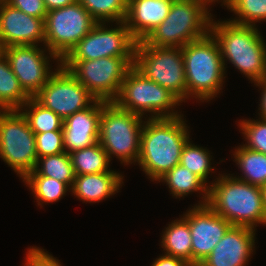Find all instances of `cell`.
I'll return each instance as SVG.
<instances>
[{
	"mask_svg": "<svg viewBox=\"0 0 266 266\" xmlns=\"http://www.w3.org/2000/svg\"><path fill=\"white\" fill-rule=\"evenodd\" d=\"M182 117H148L144 122L137 163L153 181L179 164L182 149L190 139Z\"/></svg>",
	"mask_w": 266,
	"mask_h": 266,
	"instance_id": "cell-1",
	"label": "cell"
},
{
	"mask_svg": "<svg viewBox=\"0 0 266 266\" xmlns=\"http://www.w3.org/2000/svg\"><path fill=\"white\" fill-rule=\"evenodd\" d=\"M210 33L218 42L225 70L229 61L253 83L266 78V44L255 26L212 18Z\"/></svg>",
	"mask_w": 266,
	"mask_h": 266,
	"instance_id": "cell-2",
	"label": "cell"
},
{
	"mask_svg": "<svg viewBox=\"0 0 266 266\" xmlns=\"http://www.w3.org/2000/svg\"><path fill=\"white\" fill-rule=\"evenodd\" d=\"M209 185L208 205L232 226L266 225L262 187L221 175Z\"/></svg>",
	"mask_w": 266,
	"mask_h": 266,
	"instance_id": "cell-3",
	"label": "cell"
},
{
	"mask_svg": "<svg viewBox=\"0 0 266 266\" xmlns=\"http://www.w3.org/2000/svg\"><path fill=\"white\" fill-rule=\"evenodd\" d=\"M211 3L215 1L173 0L167 17L143 41L156 47L182 48L205 37L212 22Z\"/></svg>",
	"mask_w": 266,
	"mask_h": 266,
	"instance_id": "cell-4",
	"label": "cell"
},
{
	"mask_svg": "<svg viewBox=\"0 0 266 266\" xmlns=\"http://www.w3.org/2000/svg\"><path fill=\"white\" fill-rule=\"evenodd\" d=\"M187 99L210 101L220 93L226 78L218 42L211 33L182 47Z\"/></svg>",
	"mask_w": 266,
	"mask_h": 266,
	"instance_id": "cell-5",
	"label": "cell"
},
{
	"mask_svg": "<svg viewBox=\"0 0 266 266\" xmlns=\"http://www.w3.org/2000/svg\"><path fill=\"white\" fill-rule=\"evenodd\" d=\"M142 118L119 108L114 102L102 103L98 142L109 158L115 155L125 165L138 161L145 122Z\"/></svg>",
	"mask_w": 266,
	"mask_h": 266,
	"instance_id": "cell-6",
	"label": "cell"
},
{
	"mask_svg": "<svg viewBox=\"0 0 266 266\" xmlns=\"http://www.w3.org/2000/svg\"><path fill=\"white\" fill-rule=\"evenodd\" d=\"M113 102L119 108L142 117L145 112L152 114L151 118L181 116L174 108L182 101L169 89L146 78L134 66L127 71Z\"/></svg>",
	"mask_w": 266,
	"mask_h": 266,
	"instance_id": "cell-7",
	"label": "cell"
},
{
	"mask_svg": "<svg viewBox=\"0 0 266 266\" xmlns=\"http://www.w3.org/2000/svg\"><path fill=\"white\" fill-rule=\"evenodd\" d=\"M75 78L97 99L113 102L119 94L134 57H104L93 60H61Z\"/></svg>",
	"mask_w": 266,
	"mask_h": 266,
	"instance_id": "cell-8",
	"label": "cell"
},
{
	"mask_svg": "<svg viewBox=\"0 0 266 266\" xmlns=\"http://www.w3.org/2000/svg\"><path fill=\"white\" fill-rule=\"evenodd\" d=\"M133 66L149 80L169 89L182 102L187 99L182 48L156 47L142 40L136 44Z\"/></svg>",
	"mask_w": 266,
	"mask_h": 266,
	"instance_id": "cell-9",
	"label": "cell"
},
{
	"mask_svg": "<svg viewBox=\"0 0 266 266\" xmlns=\"http://www.w3.org/2000/svg\"><path fill=\"white\" fill-rule=\"evenodd\" d=\"M0 158L22 179L36 168L35 134L20 110H0Z\"/></svg>",
	"mask_w": 266,
	"mask_h": 266,
	"instance_id": "cell-10",
	"label": "cell"
},
{
	"mask_svg": "<svg viewBox=\"0 0 266 266\" xmlns=\"http://www.w3.org/2000/svg\"><path fill=\"white\" fill-rule=\"evenodd\" d=\"M97 21L77 1L47 12L44 21L45 47L62 60Z\"/></svg>",
	"mask_w": 266,
	"mask_h": 266,
	"instance_id": "cell-11",
	"label": "cell"
},
{
	"mask_svg": "<svg viewBox=\"0 0 266 266\" xmlns=\"http://www.w3.org/2000/svg\"><path fill=\"white\" fill-rule=\"evenodd\" d=\"M108 28L97 23L62 60H93L104 57H135L137 41L131 35L125 21Z\"/></svg>",
	"mask_w": 266,
	"mask_h": 266,
	"instance_id": "cell-12",
	"label": "cell"
},
{
	"mask_svg": "<svg viewBox=\"0 0 266 266\" xmlns=\"http://www.w3.org/2000/svg\"><path fill=\"white\" fill-rule=\"evenodd\" d=\"M43 107L65 120L89 107L96 98L62 65H58L48 82L33 96Z\"/></svg>",
	"mask_w": 266,
	"mask_h": 266,
	"instance_id": "cell-13",
	"label": "cell"
},
{
	"mask_svg": "<svg viewBox=\"0 0 266 266\" xmlns=\"http://www.w3.org/2000/svg\"><path fill=\"white\" fill-rule=\"evenodd\" d=\"M45 49V50H44ZM39 48L38 45H14L5 47V56L9 61L12 72L17 77L20 86L33 97L49 80L54 73L50 67V58L61 60L51 53L46 47ZM48 51L49 55L45 53Z\"/></svg>",
	"mask_w": 266,
	"mask_h": 266,
	"instance_id": "cell-14",
	"label": "cell"
},
{
	"mask_svg": "<svg viewBox=\"0 0 266 266\" xmlns=\"http://www.w3.org/2000/svg\"><path fill=\"white\" fill-rule=\"evenodd\" d=\"M184 217L188 220L192 240V266H198L232 226L208 204L194 205Z\"/></svg>",
	"mask_w": 266,
	"mask_h": 266,
	"instance_id": "cell-15",
	"label": "cell"
},
{
	"mask_svg": "<svg viewBox=\"0 0 266 266\" xmlns=\"http://www.w3.org/2000/svg\"><path fill=\"white\" fill-rule=\"evenodd\" d=\"M0 38L5 47L45 45L44 20L25 14L0 0Z\"/></svg>",
	"mask_w": 266,
	"mask_h": 266,
	"instance_id": "cell-16",
	"label": "cell"
},
{
	"mask_svg": "<svg viewBox=\"0 0 266 266\" xmlns=\"http://www.w3.org/2000/svg\"><path fill=\"white\" fill-rule=\"evenodd\" d=\"M255 230L231 226L198 266H246L255 250Z\"/></svg>",
	"mask_w": 266,
	"mask_h": 266,
	"instance_id": "cell-17",
	"label": "cell"
},
{
	"mask_svg": "<svg viewBox=\"0 0 266 266\" xmlns=\"http://www.w3.org/2000/svg\"><path fill=\"white\" fill-rule=\"evenodd\" d=\"M103 100H95L89 107L63 120L65 152L71 153L98 142Z\"/></svg>",
	"mask_w": 266,
	"mask_h": 266,
	"instance_id": "cell-18",
	"label": "cell"
},
{
	"mask_svg": "<svg viewBox=\"0 0 266 266\" xmlns=\"http://www.w3.org/2000/svg\"><path fill=\"white\" fill-rule=\"evenodd\" d=\"M173 0H128L125 23L137 42L144 40L169 14Z\"/></svg>",
	"mask_w": 266,
	"mask_h": 266,
	"instance_id": "cell-19",
	"label": "cell"
},
{
	"mask_svg": "<svg viewBox=\"0 0 266 266\" xmlns=\"http://www.w3.org/2000/svg\"><path fill=\"white\" fill-rule=\"evenodd\" d=\"M123 176L116 171L76 175L72 188L74 196L89 203L106 200L123 184Z\"/></svg>",
	"mask_w": 266,
	"mask_h": 266,
	"instance_id": "cell-20",
	"label": "cell"
},
{
	"mask_svg": "<svg viewBox=\"0 0 266 266\" xmlns=\"http://www.w3.org/2000/svg\"><path fill=\"white\" fill-rule=\"evenodd\" d=\"M161 181L168 185L170 194L176 198L199 191L202 193L200 195H202L203 201L200 200L201 202L198 205H206L208 203L209 185L180 164L176 165L158 180V182Z\"/></svg>",
	"mask_w": 266,
	"mask_h": 266,
	"instance_id": "cell-21",
	"label": "cell"
},
{
	"mask_svg": "<svg viewBox=\"0 0 266 266\" xmlns=\"http://www.w3.org/2000/svg\"><path fill=\"white\" fill-rule=\"evenodd\" d=\"M164 254L185 260L192 266V240L188 220L183 216L172 221L162 234Z\"/></svg>",
	"mask_w": 266,
	"mask_h": 266,
	"instance_id": "cell-22",
	"label": "cell"
},
{
	"mask_svg": "<svg viewBox=\"0 0 266 266\" xmlns=\"http://www.w3.org/2000/svg\"><path fill=\"white\" fill-rule=\"evenodd\" d=\"M30 98L20 86L6 56L0 57V110H19Z\"/></svg>",
	"mask_w": 266,
	"mask_h": 266,
	"instance_id": "cell-23",
	"label": "cell"
},
{
	"mask_svg": "<svg viewBox=\"0 0 266 266\" xmlns=\"http://www.w3.org/2000/svg\"><path fill=\"white\" fill-rule=\"evenodd\" d=\"M233 155L238 168L244 175L233 177L259 187L266 185V154L240 145Z\"/></svg>",
	"mask_w": 266,
	"mask_h": 266,
	"instance_id": "cell-24",
	"label": "cell"
},
{
	"mask_svg": "<svg viewBox=\"0 0 266 266\" xmlns=\"http://www.w3.org/2000/svg\"><path fill=\"white\" fill-rule=\"evenodd\" d=\"M75 175L104 173L110 170L111 159L99 142L70 153Z\"/></svg>",
	"mask_w": 266,
	"mask_h": 266,
	"instance_id": "cell-25",
	"label": "cell"
},
{
	"mask_svg": "<svg viewBox=\"0 0 266 266\" xmlns=\"http://www.w3.org/2000/svg\"><path fill=\"white\" fill-rule=\"evenodd\" d=\"M28 175L51 177L71 188L76 176L70 154L67 152L38 158L36 168Z\"/></svg>",
	"mask_w": 266,
	"mask_h": 266,
	"instance_id": "cell-26",
	"label": "cell"
},
{
	"mask_svg": "<svg viewBox=\"0 0 266 266\" xmlns=\"http://www.w3.org/2000/svg\"><path fill=\"white\" fill-rule=\"evenodd\" d=\"M19 110L26 117L30 129L34 134L62 130L63 128V119L52 110L43 107L33 97Z\"/></svg>",
	"mask_w": 266,
	"mask_h": 266,
	"instance_id": "cell-27",
	"label": "cell"
},
{
	"mask_svg": "<svg viewBox=\"0 0 266 266\" xmlns=\"http://www.w3.org/2000/svg\"><path fill=\"white\" fill-rule=\"evenodd\" d=\"M23 182L32 190V194L37 199V204L41 206L44 202H57L66 195L67 191H71L67 184L42 175H27Z\"/></svg>",
	"mask_w": 266,
	"mask_h": 266,
	"instance_id": "cell-28",
	"label": "cell"
},
{
	"mask_svg": "<svg viewBox=\"0 0 266 266\" xmlns=\"http://www.w3.org/2000/svg\"><path fill=\"white\" fill-rule=\"evenodd\" d=\"M97 23L125 21L128 0H78Z\"/></svg>",
	"mask_w": 266,
	"mask_h": 266,
	"instance_id": "cell-29",
	"label": "cell"
},
{
	"mask_svg": "<svg viewBox=\"0 0 266 266\" xmlns=\"http://www.w3.org/2000/svg\"><path fill=\"white\" fill-rule=\"evenodd\" d=\"M222 4L236 16L231 22L252 25L266 20V0H222ZM256 22V23H255Z\"/></svg>",
	"mask_w": 266,
	"mask_h": 266,
	"instance_id": "cell-30",
	"label": "cell"
},
{
	"mask_svg": "<svg viewBox=\"0 0 266 266\" xmlns=\"http://www.w3.org/2000/svg\"><path fill=\"white\" fill-rule=\"evenodd\" d=\"M212 155L208 149L192 144L190 140L184 145L179 164L207 183L208 175L214 171L211 166Z\"/></svg>",
	"mask_w": 266,
	"mask_h": 266,
	"instance_id": "cell-31",
	"label": "cell"
},
{
	"mask_svg": "<svg viewBox=\"0 0 266 266\" xmlns=\"http://www.w3.org/2000/svg\"><path fill=\"white\" fill-rule=\"evenodd\" d=\"M242 134L247 140L244 147L253 151L266 154V120L259 118V120L243 119L238 122Z\"/></svg>",
	"mask_w": 266,
	"mask_h": 266,
	"instance_id": "cell-32",
	"label": "cell"
},
{
	"mask_svg": "<svg viewBox=\"0 0 266 266\" xmlns=\"http://www.w3.org/2000/svg\"><path fill=\"white\" fill-rule=\"evenodd\" d=\"M35 144L38 158L65 152L62 130L35 134Z\"/></svg>",
	"mask_w": 266,
	"mask_h": 266,
	"instance_id": "cell-33",
	"label": "cell"
},
{
	"mask_svg": "<svg viewBox=\"0 0 266 266\" xmlns=\"http://www.w3.org/2000/svg\"><path fill=\"white\" fill-rule=\"evenodd\" d=\"M10 6L21 10L27 15L43 19L45 21L47 10L44 0H4Z\"/></svg>",
	"mask_w": 266,
	"mask_h": 266,
	"instance_id": "cell-34",
	"label": "cell"
},
{
	"mask_svg": "<svg viewBox=\"0 0 266 266\" xmlns=\"http://www.w3.org/2000/svg\"><path fill=\"white\" fill-rule=\"evenodd\" d=\"M24 266H62L55 257L39 247H32L27 250Z\"/></svg>",
	"mask_w": 266,
	"mask_h": 266,
	"instance_id": "cell-35",
	"label": "cell"
},
{
	"mask_svg": "<svg viewBox=\"0 0 266 266\" xmlns=\"http://www.w3.org/2000/svg\"><path fill=\"white\" fill-rule=\"evenodd\" d=\"M151 266H191L185 260L167 254L161 255L153 261Z\"/></svg>",
	"mask_w": 266,
	"mask_h": 266,
	"instance_id": "cell-36",
	"label": "cell"
},
{
	"mask_svg": "<svg viewBox=\"0 0 266 266\" xmlns=\"http://www.w3.org/2000/svg\"><path fill=\"white\" fill-rule=\"evenodd\" d=\"M257 87L262 88V93H261V98H260V104H259V109L260 110L258 115L260 116L259 118L266 120V78H264L262 81L254 83Z\"/></svg>",
	"mask_w": 266,
	"mask_h": 266,
	"instance_id": "cell-37",
	"label": "cell"
},
{
	"mask_svg": "<svg viewBox=\"0 0 266 266\" xmlns=\"http://www.w3.org/2000/svg\"><path fill=\"white\" fill-rule=\"evenodd\" d=\"M78 0H44V5L47 11L63 8L77 2Z\"/></svg>",
	"mask_w": 266,
	"mask_h": 266,
	"instance_id": "cell-38",
	"label": "cell"
},
{
	"mask_svg": "<svg viewBox=\"0 0 266 266\" xmlns=\"http://www.w3.org/2000/svg\"><path fill=\"white\" fill-rule=\"evenodd\" d=\"M3 55H5V46L0 38V57H2Z\"/></svg>",
	"mask_w": 266,
	"mask_h": 266,
	"instance_id": "cell-39",
	"label": "cell"
},
{
	"mask_svg": "<svg viewBox=\"0 0 266 266\" xmlns=\"http://www.w3.org/2000/svg\"><path fill=\"white\" fill-rule=\"evenodd\" d=\"M262 190H263L264 209L266 212V185L262 187Z\"/></svg>",
	"mask_w": 266,
	"mask_h": 266,
	"instance_id": "cell-40",
	"label": "cell"
}]
</instances>
